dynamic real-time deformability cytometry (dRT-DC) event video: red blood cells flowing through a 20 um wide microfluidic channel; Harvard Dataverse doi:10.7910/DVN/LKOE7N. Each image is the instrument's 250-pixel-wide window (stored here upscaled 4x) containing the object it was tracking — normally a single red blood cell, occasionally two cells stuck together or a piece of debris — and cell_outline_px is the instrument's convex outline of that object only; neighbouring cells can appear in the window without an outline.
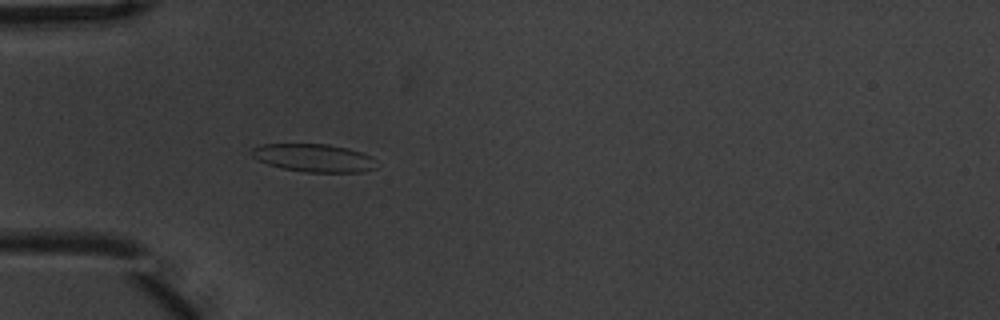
{"species": "common noctule bat (a hibernating species)", "species_latin": "Nyctalus noctula", "temperature_condition": "warm", "stored_images_in_passage": 4, "camera_frame_rate_fps": 3000, "um_per_image_px": 0.085, "animal": {"sex": "male", "body_mass_g": 20.1, "forearm_length_mm": 53.5}, "frame": {"image": 1, "passage_image": 4, "time_ms": 1.0, "image_size_px": [1000, 320], "cell_outline_px": [[376, 168], [364, 172], [304, 172], [284, 168], [268, 164], [252, 156], [252, 148], [260, 144], [328, 144], [348, 148], [372, 156]], "centroid_in_image_um": [26.69, 13.42], "position_along_channel_um": 58.3, "area_um2": 20.23}}